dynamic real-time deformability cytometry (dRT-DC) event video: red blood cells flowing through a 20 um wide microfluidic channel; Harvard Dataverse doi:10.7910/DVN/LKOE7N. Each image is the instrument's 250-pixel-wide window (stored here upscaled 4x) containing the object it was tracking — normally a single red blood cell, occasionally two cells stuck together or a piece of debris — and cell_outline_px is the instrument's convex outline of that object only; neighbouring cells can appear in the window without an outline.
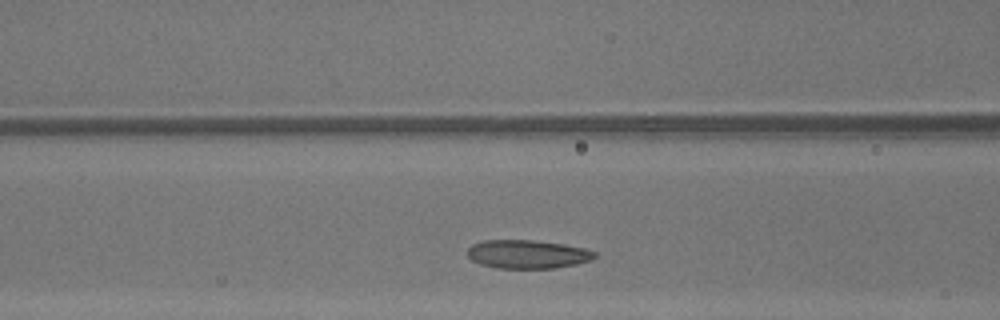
{"species": "common noctule bat (a hibernating species)", "species_latin": "Nyctalus noctula", "temperature_condition": "warm", "stored_images_in_passage": 26, "camera_frame_rate_fps": 3000, "um_per_image_px": 0.085, "animal": {"sex": "male", "body_mass_g": 13.3}, "frame": {"image": 1, "passage_image": 7, "time_ms": 2.0, "image_size_px": [1000, 320], "cell_outline_px": [[596, 256], [592, 260], [576, 264], [556, 268], [496, 268], [480, 264], [472, 260], [468, 256], [468, 248], [472, 244], [484, 240], [536, 240], [564, 244], [584, 248], [596, 252]], "centroid_in_image_um": [44.85, 21.6], "position_along_channel_um": 121.8, "area_um2": 21.27}}
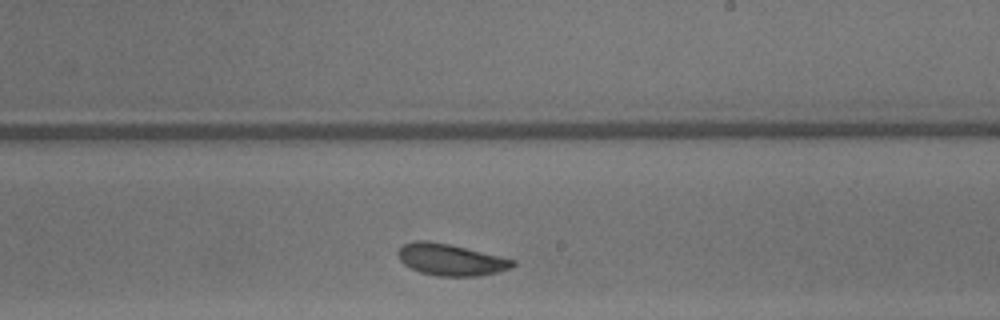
{"frame": {"image": 2, "passage_image": 16, "time_ms": 5.0, "image_size_px": [1000, 320], "cell_outline_px": [[516, 264], [512, 268], [500, 272], [480, 276], [440, 276], [420, 272], [404, 264], [400, 260], [400, 248], [404, 244], [416, 240], [428, 240], [448, 244], [500, 256], [516, 260]], "centroid_in_image_um": [38.37, 22.08], "position_along_channel_um": 250.6, "area_um2": 20.98}}
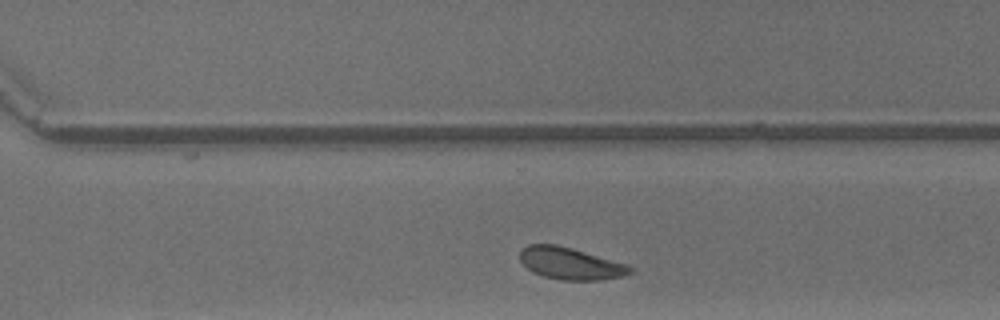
{"frame": {"image": 3, "passage_image": 21, "time_ms": 6.667, "image_size_px": [1000, 320], "cell_outline_px": [[632, 272], [624, 276], [600, 280], [560, 280], [544, 276], [532, 272], [520, 260], [520, 252], [528, 244], [556, 244], [628, 264], [632, 268]], "centroid_in_image_um": [48.49, 22.4], "position_along_channel_um": 322.1, "area_um2": 20.4}, "authors_computed_cell_mechanics": {"area_um2": 21.0103, "velocity_mm_per_s": 4.3008, "shape_relaxation_time_tau1_ms": 2.4421, "shape_relaxation_time_tau2_ms": 1.437, "deformation_change_tau1": 0.0807, "deformation_change_tau2": 0.0719}}